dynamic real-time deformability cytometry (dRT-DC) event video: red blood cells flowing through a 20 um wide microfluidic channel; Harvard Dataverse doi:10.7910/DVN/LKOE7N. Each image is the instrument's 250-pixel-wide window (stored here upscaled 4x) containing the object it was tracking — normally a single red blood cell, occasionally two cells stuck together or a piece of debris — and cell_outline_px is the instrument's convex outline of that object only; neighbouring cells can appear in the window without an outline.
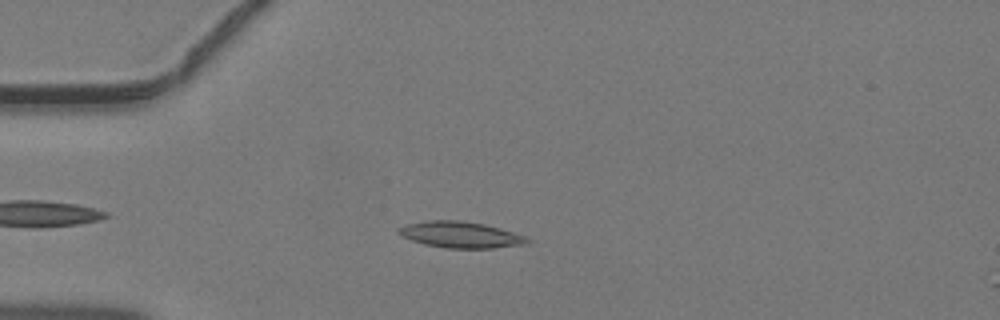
{"species": "common noctule bat (a hibernating species)", "species_latin": "Nyctalus noctula", "temperature_condition": "warm", "stored_images_in_passage": 40, "camera_frame_rate_fps": 3000, "um_per_image_px": 0.085, "animal": {"sex": "male", "body_mass_g": 19.2, "forearm_length_mm": 51.8}, "frame": {"image": 1, "passage_image": 7, "time_ms": 2.0, "image_size_px": [1000, 320], "cell_outline_px": [[532, 240], [524, 244], [492, 248], [444, 248], [424, 244], [400, 236], [396, 232], [396, 228], [404, 224], [428, 220], [460, 220], [484, 224], [500, 228], [524, 236]], "centroid_in_image_um": [39.07, 19.94], "position_along_channel_um": 45.9, "area_um2": 19.77}}
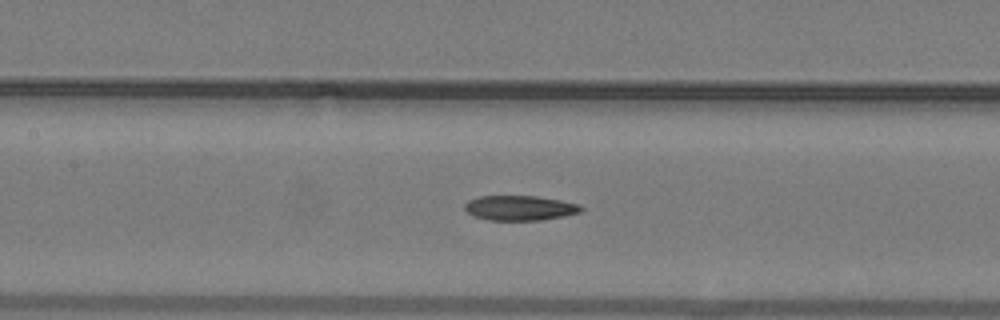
{"frame": {"image": 2, "passage_image": 16, "time_ms": 5.0, "image_size_px": [1000, 320], "cell_outline_px": [[584, 208], [580, 212], [564, 216], [540, 220], [488, 220], [472, 216], [464, 208], [464, 204], [468, 200], [480, 196], [536, 196], [560, 200], [580, 204]], "centroid_in_image_um": [44.17, 17.67], "position_along_channel_um": 163.2, "area_um2": 16.94}}
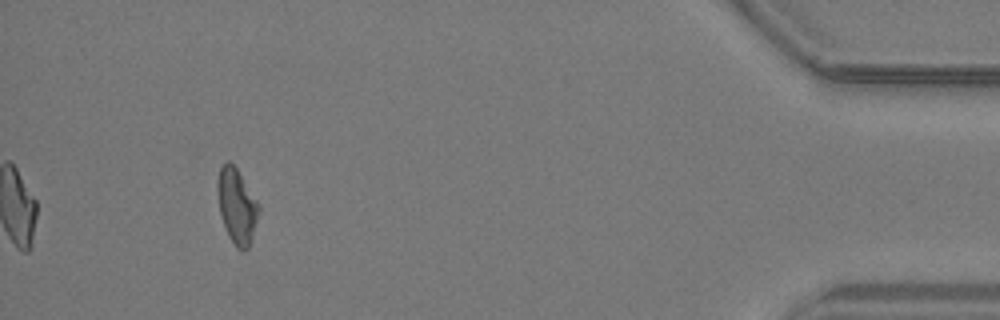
{"frame": {"image": 3, "passage_image": 37, "time_ms": 12.0, "image_size_px": [1000, 320], "cell_outline_px": [[260, 212], [248, 248], [244, 252], [236, 248], [228, 236], [220, 212], [216, 184], [220, 168], [228, 160], [236, 168], [260, 204]], "centroid_in_image_um": [20.14, 17.53], "position_along_channel_um": 415.1, "area_um2": 17.98}}